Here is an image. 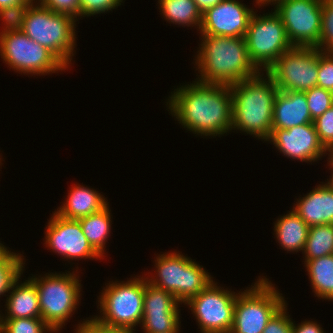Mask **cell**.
Listing matches in <instances>:
<instances>
[{
  "label": "cell",
  "mask_w": 333,
  "mask_h": 333,
  "mask_svg": "<svg viewBox=\"0 0 333 333\" xmlns=\"http://www.w3.org/2000/svg\"><path fill=\"white\" fill-rule=\"evenodd\" d=\"M175 89L168 109L179 124L197 135L221 136L232 130L230 85L193 81Z\"/></svg>",
  "instance_id": "obj_1"
},
{
  "label": "cell",
  "mask_w": 333,
  "mask_h": 333,
  "mask_svg": "<svg viewBox=\"0 0 333 333\" xmlns=\"http://www.w3.org/2000/svg\"><path fill=\"white\" fill-rule=\"evenodd\" d=\"M195 65L202 83L232 85L259 71L248 56L245 37L202 35Z\"/></svg>",
  "instance_id": "obj_2"
},
{
  "label": "cell",
  "mask_w": 333,
  "mask_h": 333,
  "mask_svg": "<svg viewBox=\"0 0 333 333\" xmlns=\"http://www.w3.org/2000/svg\"><path fill=\"white\" fill-rule=\"evenodd\" d=\"M230 85L232 129L266 141L272 132L273 105L278 88L266 73Z\"/></svg>",
  "instance_id": "obj_3"
},
{
  "label": "cell",
  "mask_w": 333,
  "mask_h": 333,
  "mask_svg": "<svg viewBox=\"0 0 333 333\" xmlns=\"http://www.w3.org/2000/svg\"><path fill=\"white\" fill-rule=\"evenodd\" d=\"M38 4V5H37ZM32 2L24 15L22 31L34 42L50 50L67 68L75 43V22L72 16L54 12L39 2Z\"/></svg>",
  "instance_id": "obj_4"
},
{
  "label": "cell",
  "mask_w": 333,
  "mask_h": 333,
  "mask_svg": "<svg viewBox=\"0 0 333 333\" xmlns=\"http://www.w3.org/2000/svg\"><path fill=\"white\" fill-rule=\"evenodd\" d=\"M118 282V283H117ZM107 283L99 296L101 316L93 317L98 323L112 328L125 329L132 333L133 328L141 324L143 317V299L145 277L138 276L124 283Z\"/></svg>",
  "instance_id": "obj_5"
},
{
  "label": "cell",
  "mask_w": 333,
  "mask_h": 333,
  "mask_svg": "<svg viewBox=\"0 0 333 333\" xmlns=\"http://www.w3.org/2000/svg\"><path fill=\"white\" fill-rule=\"evenodd\" d=\"M155 264L157 273L151 279L146 277L147 281L173 294L181 304L198 295L213 281L203 266L179 252L159 254Z\"/></svg>",
  "instance_id": "obj_6"
},
{
  "label": "cell",
  "mask_w": 333,
  "mask_h": 333,
  "mask_svg": "<svg viewBox=\"0 0 333 333\" xmlns=\"http://www.w3.org/2000/svg\"><path fill=\"white\" fill-rule=\"evenodd\" d=\"M30 279L38 290L41 318L57 333L81 300L79 277L74 272H66L50 273L40 278L32 276Z\"/></svg>",
  "instance_id": "obj_7"
},
{
  "label": "cell",
  "mask_w": 333,
  "mask_h": 333,
  "mask_svg": "<svg viewBox=\"0 0 333 333\" xmlns=\"http://www.w3.org/2000/svg\"><path fill=\"white\" fill-rule=\"evenodd\" d=\"M260 278L250 289L238 293L230 333H263L271 317L285 304L274 284L266 277Z\"/></svg>",
  "instance_id": "obj_8"
},
{
  "label": "cell",
  "mask_w": 333,
  "mask_h": 333,
  "mask_svg": "<svg viewBox=\"0 0 333 333\" xmlns=\"http://www.w3.org/2000/svg\"><path fill=\"white\" fill-rule=\"evenodd\" d=\"M245 41L250 61L259 72L262 69L267 71L283 53L293 47L275 10L263 16L253 13Z\"/></svg>",
  "instance_id": "obj_9"
},
{
  "label": "cell",
  "mask_w": 333,
  "mask_h": 333,
  "mask_svg": "<svg viewBox=\"0 0 333 333\" xmlns=\"http://www.w3.org/2000/svg\"><path fill=\"white\" fill-rule=\"evenodd\" d=\"M0 56L10 69L26 75H47L67 68L50 50L23 31L0 34Z\"/></svg>",
  "instance_id": "obj_10"
},
{
  "label": "cell",
  "mask_w": 333,
  "mask_h": 333,
  "mask_svg": "<svg viewBox=\"0 0 333 333\" xmlns=\"http://www.w3.org/2000/svg\"><path fill=\"white\" fill-rule=\"evenodd\" d=\"M315 47H292L266 71L280 91L306 92L317 86L319 55Z\"/></svg>",
  "instance_id": "obj_11"
},
{
  "label": "cell",
  "mask_w": 333,
  "mask_h": 333,
  "mask_svg": "<svg viewBox=\"0 0 333 333\" xmlns=\"http://www.w3.org/2000/svg\"><path fill=\"white\" fill-rule=\"evenodd\" d=\"M293 47L319 49L322 24V0H274Z\"/></svg>",
  "instance_id": "obj_12"
},
{
  "label": "cell",
  "mask_w": 333,
  "mask_h": 333,
  "mask_svg": "<svg viewBox=\"0 0 333 333\" xmlns=\"http://www.w3.org/2000/svg\"><path fill=\"white\" fill-rule=\"evenodd\" d=\"M212 281L188 305L194 313L201 333H230L237 293L222 289Z\"/></svg>",
  "instance_id": "obj_13"
},
{
  "label": "cell",
  "mask_w": 333,
  "mask_h": 333,
  "mask_svg": "<svg viewBox=\"0 0 333 333\" xmlns=\"http://www.w3.org/2000/svg\"><path fill=\"white\" fill-rule=\"evenodd\" d=\"M46 228V247L64 258H102L84 236L79 220L66 219L54 212Z\"/></svg>",
  "instance_id": "obj_14"
},
{
  "label": "cell",
  "mask_w": 333,
  "mask_h": 333,
  "mask_svg": "<svg viewBox=\"0 0 333 333\" xmlns=\"http://www.w3.org/2000/svg\"><path fill=\"white\" fill-rule=\"evenodd\" d=\"M253 10L238 0H222L202 13L201 35L245 37Z\"/></svg>",
  "instance_id": "obj_15"
},
{
  "label": "cell",
  "mask_w": 333,
  "mask_h": 333,
  "mask_svg": "<svg viewBox=\"0 0 333 333\" xmlns=\"http://www.w3.org/2000/svg\"><path fill=\"white\" fill-rule=\"evenodd\" d=\"M266 141L273 142L278 151L290 159L315 162L327 150L320 143L313 123L302 124L289 129H272Z\"/></svg>",
  "instance_id": "obj_16"
},
{
  "label": "cell",
  "mask_w": 333,
  "mask_h": 333,
  "mask_svg": "<svg viewBox=\"0 0 333 333\" xmlns=\"http://www.w3.org/2000/svg\"><path fill=\"white\" fill-rule=\"evenodd\" d=\"M313 123L306 95L297 91H278L274 99L272 129H289Z\"/></svg>",
  "instance_id": "obj_17"
},
{
  "label": "cell",
  "mask_w": 333,
  "mask_h": 333,
  "mask_svg": "<svg viewBox=\"0 0 333 333\" xmlns=\"http://www.w3.org/2000/svg\"><path fill=\"white\" fill-rule=\"evenodd\" d=\"M293 207L292 210L309 227L333 224V188L322 183L304 197H300Z\"/></svg>",
  "instance_id": "obj_18"
},
{
  "label": "cell",
  "mask_w": 333,
  "mask_h": 333,
  "mask_svg": "<svg viewBox=\"0 0 333 333\" xmlns=\"http://www.w3.org/2000/svg\"><path fill=\"white\" fill-rule=\"evenodd\" d=\"M20 274L11 284L9 296L6 299L7 314L3 318H34L41 317L38 290L35 283L31 280H25L19 284Z\"/></svg>",
  "instance_id": "obj_19"
},
{
  "label": "cell",
  "mask_w": 333,
  "mask_h": 333,
  "mask_svg": "<svg viewBox=\"0 0 333 333\" xmlns=\"http://www.w3.org/2000/svg\"><path fill=\"white\" fill-rule=\"evenodd\" d=\"M67 197L63 206L54 211L66 219L79 220L99 212L109 205L106 199L96 190L94 191L79 184L71 188Z\"/></svg>",
  "instance_id": "obj_20"
},
{
  "label": "cell",
  "mask_w": 333,
  "mask_h": 333,
  "mask_svg": "<svg viewBox=\"0 0 333 333\" xmlns=\"http://www.w3.org/2000/svg\"><path fill=\"white\" fill-rule=\"evenodd\" d=\"M274 232L281 247L287 251H304L309 226L293 210L274 223Z\"/></svg>",
  "instance_id": "obj_21"
},
{
  "label": "cell",
  "mask_w": 333,
  "mask_h": 333,
  "mask_svg": "<svg viewBox=\"0 0 333 333\" xmlns=\"http://www.w3.org/2000/svg\"><path fill=\"white\" fill-rule=\"evenodd\" d=\"M107 205L101 211L79 219L84 236L92 248L103 258L105 243L111 230V215Z\"/></svg>",
  "instance_id": "obj_22"
},
{
  "label": "cell",
  "mask_w": 333,
  "mask_h": 333,
  "mask_svg": "<svg viewBox=\"0 0 333 333\" xmlns=\"http://www.w3.org/2000/svg\"><path fill=\"white\" fill-rule=\"evenodd\" d=\"M304 264L316 296L333 300V254L308 260Z\"/></svg>",
  "instance_id": "obj_23"
},
{
  "label": "cell",
  "mask_w": 333,
  "mask_h": 333,
  "mask_svg": "<svg viewBox=\"0 0 333 333\" xmlns=\"http://www.w3.org/2000/svg\"><path fill=\"white\" fill-rule=\"evenodd\" d=\"M165 20L173 24L201 27L202 13L193 0H158Z\"/></svg>",
  "instance_id": "obj_24"
},
{
  "label": "cell",
  "mask_w": 333,
  "mask_h": 333,
  "mask_svg": "<svg viewBox=\"0 0 333 333\" xmlns=\"http://www.w3.org/2000/svg\"><path fill=\"white\" fill-rule=\"evenodd\" d=\"M303 252L305 263L333 254V224L311 226Z\"/></svg>",
  "instance_id": "obj_25"
},
{
  "label": "cell",
  "mask_w": 333,
  "mask_h": 333,
  "mask_svg": "<svg viewBox=\"0 0 333 333\" xmlns=\"http://www.w3.org/2000/svg\"><path fill=\"white\" fill-rule=\"evenodd\" d=\"M180 302L173 294L149 283L145 278L143 315H167Z\"/></svg>",
  "instance_id": "obj_26"
},
{
  "label": "cell",
  "mask_w": 333,
  "mask_h": 333,
  "mask_svg": "<svg viewBox=\"0 0 333 333\" xmlns=\"http://www.w3.org/2000/svg\"><path fill=\"white\" fill-rule=\"evenodd\" d=\"M8 249L0 256V295L8 293L13 281L22 273L24 258Z\"/></svg>",
  "instance_id": "obj_27"
},
{
  "label": "cell",
  "mask_w": 333,
  "mask_h": 333,
  "mask_svg": "<svg viewBox=\"0 0 333 333\" xmlns=\"http://www.w3.org/2000/svg\"><path fill=\"white\" fill-rule=\"evenodd\" d=\"M47 332L54 333L55 331L41 317L0 319V333Z\"/></svg>",
  "instance_id": "obj_28"
},
{
  "label": "cell",
  "mask_w": 333,
  "mask_h": 333,
  "mask_svg": "<svg viewBox=\"0 0 333 333\" xmlns=\"http://www.w3.org/2000/svg\"><path fill=\"white\" fill-rule=\"evenodd\" d=\"M179 305L177 304L167 315H143L141 320L145 333H167L180 326Z\"/></svg>",
  "instance_id": "obj_29"
},
{
  "label": "cell",
  "mask_w": 333,
  "mask_h": 333,
  "mask_svg": "<svg viewBox=\"0 0 333 333\" xmlns=\"http://www.w3.org/2000/svg\"><path fill=\"white\" fill-rule=\"evenodd\" d=\"M33 1H25L4 9H0V19L4 22V27L0 34L7 32L22 31L24 23V15L28 6Z\"/></svg>",
  "instance_id": "obj_30"
},
{
  "label": "cell",
  "mask_w": 333,
  "mask_h": 333,
  "mask_svg": "<svg viewBox=\"0 0 333 333\" xmlns=\"http://www.w3.org/2000/svg\"><path fill=\"white\" fill-rule=\"evenodd\" d=\"M319 49L333 54V0H322V24Z\"/></svg>",
  "instance_id": "obj_31"
},
{
  "label": "cell",
  "mask_w": 333,
  "mask_h": 333,
  "mask_svg": "<svg viewBox=\"0 0 333 333\" xmlns=\"http://www.w3.org/2000/svg\"><path fill=\"white\" fill-rule=\"evenodd\" d=\"M304 93L306 95L312 120H315L333 106L331 91L315 86Z\"/></svg>",
  "instance_id": "obj_32"
},
{
  "label": "cell",
  "mask_w": 333,
  "mask_h": 333,
  "mask_svg": "<svg viewBox=\"0 0 333 333\" xmlns=\"http://www.w3.org/2000/svg\"><path fill=\"white\" fill-rule=\"evenodd\" d=\"M320 143L327 151L333 149V106L313 120Z\"/></svg>",
  "instance_id": "obj_33"
},
{
  "label": "cell",
  "mask_w": 333,
  "mask_h": 333,
  "mask_svg": "<svg viewBox=\"0 0 333 333\" xmlns=\"http://www.w3.org/2000/svg\"><path fill=\"white\" fill-rule=\"evenodd\" d=\"M123 0H79V17L92 16L115 9Z\"/></svg>",
  "instance_id": "obj_34"
},
{
  "label": "cell",
  "mask_w": 333,
  "mask_h": 333,
  "mask_svg": "<svg viewBox=\"0 0 333 333\" xmlns=\"http://www.w3.org/2000/svg\"><path fill=\"white\" fill-rule=\"evenodd\" d=\"M317 86L333 92V54L319 55Z\"/></svg>",
  "instance_id": "obj_35"
},
{
  "label": "cell",
  "mask_w": 333,
  "mask_h": 333,
  "mask_svg": "<svg viewBox=\"0 0 333 333\" xmlns=\"http://www.w3.org/2000/svg\"><path fill=\"white\" fill-rule=\"evenodd\" d=\"M285 303L268 321L263 333H293V321L287 316Z\"/></svg>",
  "instance_id": "obj_36"
},
{
  "label": "cell",
  "mask_w": 333,
  "mask_h": 333,
  "mask_svg": "<svg viewBox=\"0 0 333 333\" xmlns=\"http://www.w3.org/2000/svg\"><path fill=\"white\" fill-rule=\"evenodd\" d=\"M39 4L54 12L67 14L74 19L79 17V0H38Z\"/></svg>",
  "instance_id": "obj_37"
},
{
  "label": "cell",
  "mask_w": 333,
  "mask_h": 333,
  "mask_svg": "<svg viewBox=\"0 0 333 333\" xmlns=\"http://www.w3.org/2000/svg\"><path fill=\"white\" fill-rule=\"evenodd\" d=\"M78 325L76 333H132L125 329L106 327L93 318H88Z\"/></svg>",
  "instance_id": "obj_38"
},
{
  "label": "cell",
  "mask_w": 333,
  "mask_h": 333,
  "mask_svg": "<svg viewBox=\"0 0 333 333\" xmlns=\"http://www.w3.org/2000/svg\"><path fill=\"white\" fill-rule=\"evenodd\" d=\"M320 324L315 321H303L301 324H294L293 322V333H324Z\"/></svg>",
  "instance_id": "obj_39"
},
{
  "label": "cell",
  "mask_w": 333,
  "mask_h": 333,
  "mask_svg": "<svg viewBox=\"0 0 333 333\" xmlns=\"http://www.w3.org/2000/svg\"><path fill=\"white\" fill-rule=\"evenodd\" d=\"M201 13H204L207 9L220 3L222 0H193Z\"/></svg>",
  "instance_id": "obj_40"
},
{
  "label": "cell",
  "mask_w": 333,
  "mask_h": 333,
  "mask_svg": "<svg viewBox=\"0 0 333 333\" xmlns=\"http://www.w3.org/2000/svg\"><path fill=\"white\" fill-rule=\"evenodd\" d=\"M25 1H34V3H37V0H0V9L7 8L9 6H13L19 3H23Z\"/></svg>",
  "instance_id": "obj_41"
},
{
  "label": "cell",
  "mask_w": 333,
  "mask_h": 333,
  "mask_svg": "<svg viewBox=\"0 0 333 333\" xmlns=\"http://www.w3.org/2000/svg\"><path fill=\"white\" fill-rule=\"evenodd\" d=\"M328 152H330L328 155L329 156H331V157H329L328 159H330L329 160V165L328 166H331L330 168H332L333 169V153L331 152V151H328ZM331 171H333V170H331ZM332 173V175L330 176L331 178L328 180V182H327V184L330 186V187H332L333 188V172H331Z\"/></svg>",
  "instance_id": "obj_42"
},
{
  "label": "cell",
  "mask_w": 333,
  "mask_h": 333,
  "mask_svg": "<svg viewBox=\"0 0 333 333\" xmlns=\"http://www.w3.org/2000/svg\"><path fill=\"white\" fill-rule=\"evenodd\" d=\"M274 0H256V4H258V6L261 7V5L263 4V6L266 4H271V2H273Z\"/></svg>",
  "instance_id": "obj_43"
},
{
  "label": "cell",
  "mask_w": 333,
  "mask_h": 333,
  "mask_svg": "<svg viewBox=\"0 0 333 333\" xmlns=\"http://www.w3.org/2000/svg\"><path fill=\"white\" fill-rule=\"evenodd\" d=\"M7 250V247H5L4 245H2V243H0V256Z\"/></svg>",
  "instance_id": "obj_44"
},
{
  "label": "cell",
  "mask_w": 333,
  "mask_h": 333,
  "mask_svg": "<svg viewBox=\"0 0 333 333\" xmlns=\"http://www.w3.org/2000/svg\"><path fill=\"white\" fill-rule=\"evenodd\" d=\"M179 328H180V327H178L176 330H174V331H172V332H167V333H179V331H180Z\"/></svg>",
  "instance_id": "obj_45"
}]
</instances>
